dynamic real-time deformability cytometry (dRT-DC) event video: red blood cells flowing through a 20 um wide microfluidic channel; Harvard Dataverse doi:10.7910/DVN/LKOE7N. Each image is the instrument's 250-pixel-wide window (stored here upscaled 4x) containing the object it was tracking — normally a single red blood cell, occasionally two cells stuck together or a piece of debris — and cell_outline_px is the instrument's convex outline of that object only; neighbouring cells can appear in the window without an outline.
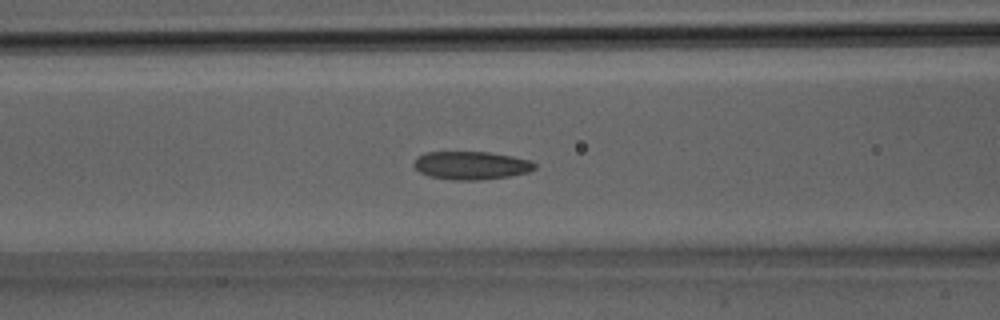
{"species": "Egyptian fruit bat (a non-hibernating species)", "species_latin": "Rousettus aegyptiacus", "temperature_condition": "room temperature", "stored_images_in_passage": 29, "camera_frame_rate_fps": 3000, "um_per_image_px": 0.085, "animal": {"sex": "male"}, "frame": {"image": 1, "passage_image": 10, "time_ms": 3.0, "image_size_px": [1000, 320], "cell_outline_px": [[536, 168], [528, 172], [508, 176], [480, 180], [452, 180], [428, 176], [420, 172], [412, 164], [416, 156], [424, 152], [488, 152], [512, 156], [532, 160], [536, 164]], "centroid_in_image_um": [40.03, 14.05], "position_along_channel_um": 126.6, "area_um2": 20.0}}
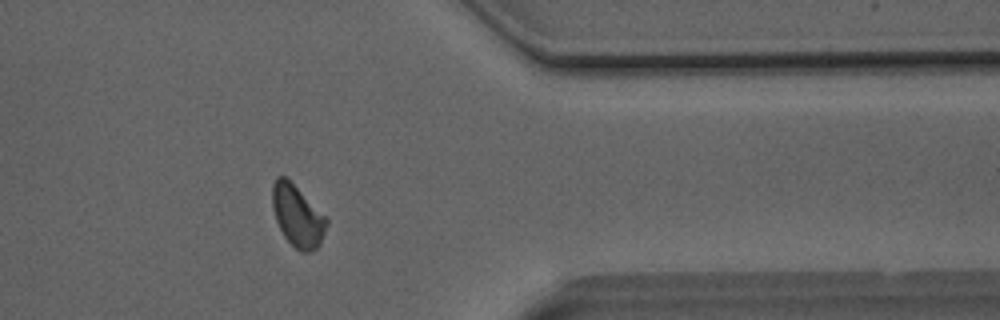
{"frame": {"image": 2, "passage_image": 23, "time_ms": 7.333, "image_size_px": [1000, 320], "cell_outline_px": [[328, 224], [320, 244], [312, 252], [300, 252], [284, 236], [276, 220], [272, 208], [272, 184], [276, 176], [284, 176], [328, 220]], "centroid_in_image_um": [25.26, 18.39], "position_along_channel_um": 386.1, "area_um2": 18.96}}
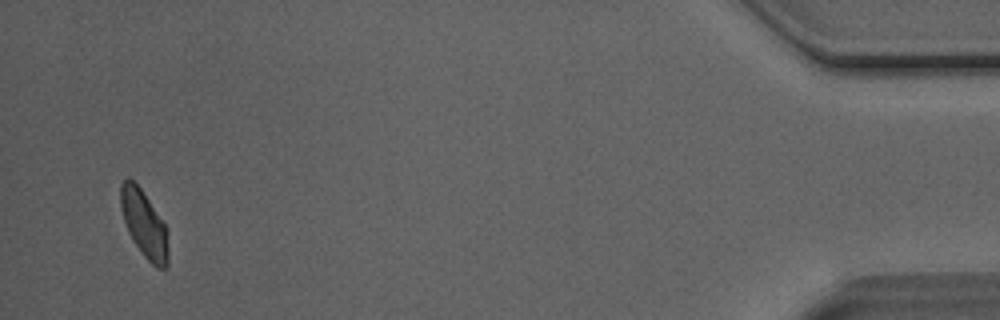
{"frame": {"image": 3, "passage_image": 28, "time_ms": 9.0, "image_size_px": [1000, 320], "cell_outline_px": [[168, 268], [156, 268], [144, 256], [132, 240], [128, 232], [120, 208], [120, 184], [128, 176], [140, 188], [164, 224], [168, 232]], "centroid_in_image_um": [12.24, 19.07], "position_along_channel_um": 423.0, "area_um2": 18.5}}